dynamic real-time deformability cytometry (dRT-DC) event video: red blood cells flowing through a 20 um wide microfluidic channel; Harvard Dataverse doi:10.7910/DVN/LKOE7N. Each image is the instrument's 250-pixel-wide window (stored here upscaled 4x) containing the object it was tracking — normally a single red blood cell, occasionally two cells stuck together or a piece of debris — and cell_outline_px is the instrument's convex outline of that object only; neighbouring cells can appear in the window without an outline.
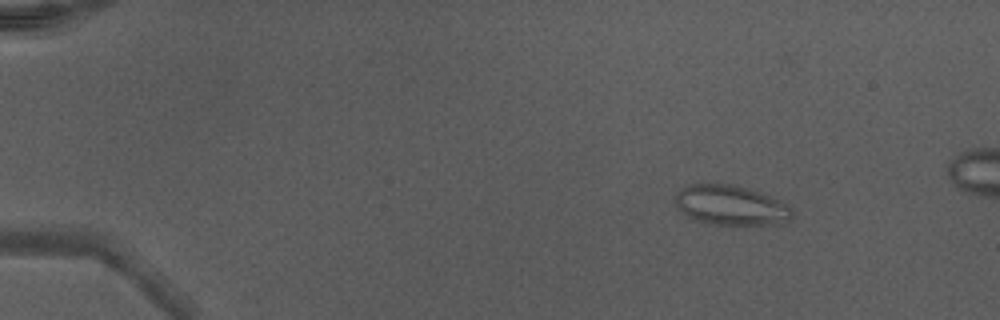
{"species": "Egyptian fruit bat (a non-hibernating species)", "species_latin": "Rousettus aegyptiacus", "temperature_condition": "warm", "stored_images_in_passage": 18, "camera_frame_rate_fps": 3000, "um_per_image_px": 0.085, "animal": {"sex": "male"}, "frame": {"image": 1, "passage_image": 8, "time_ms": 2.333, "image_size_px": [1000, 320], "cell_outline_px": [[792, 216], [788, 220], [776, 224], [732, 228], [692, 220], [684, 216], [680, 212], [676, 204], [676, 192], [688, 184], [732, 184], [760, 192], [788, 204], [792, 212]], "centroid_in_image_um": [62.09, 17.5], "position_along_channel_um": 22.9, "area_um2": 28.03}}